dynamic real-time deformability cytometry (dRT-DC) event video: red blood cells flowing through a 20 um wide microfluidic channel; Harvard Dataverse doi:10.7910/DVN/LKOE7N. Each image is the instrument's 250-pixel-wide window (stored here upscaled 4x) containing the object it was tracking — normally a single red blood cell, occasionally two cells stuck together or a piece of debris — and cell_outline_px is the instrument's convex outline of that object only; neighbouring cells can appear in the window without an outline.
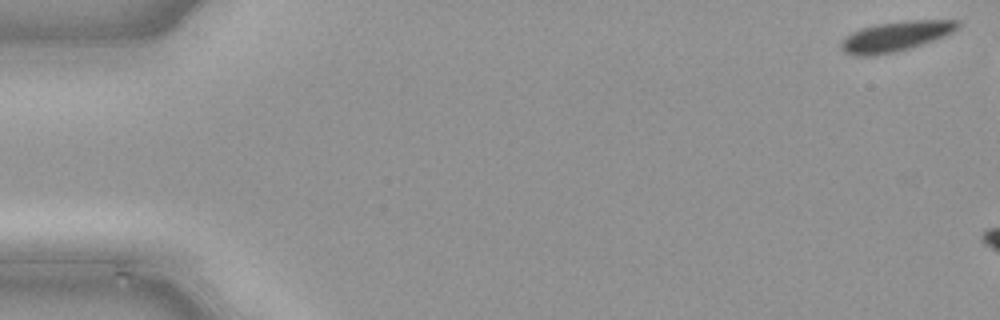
{"species": "common noctule bat (a hibernating species)", "species_latin": "Nyctalus noctula", "temperature_condition": "cold", "stored_images_in_passage": 7, "camera_frame_rate_fps": 3000, "um_per_image_px": 0.085, "animal": {"sex": "male", "body_mass_g": 21.5, "forearm_length_mm": 52.0}, "frame": {"image": 1, "passage_image": 1, "time_ms": 0.0, "image_size_px": [1000, 320], "cell_outline_px": [[960, 28], [944, 36], [896, 52], [876, 56], [852, 56], [844, 52], [840, 48], [840, 40], [844, 36], [860, 28], [876, 24], [908, 20], [960, 20]], "centroid_in_image_um": [76.07, 3.09], "position_along_channel_um": 8.9, "area_um2": 20.63}}